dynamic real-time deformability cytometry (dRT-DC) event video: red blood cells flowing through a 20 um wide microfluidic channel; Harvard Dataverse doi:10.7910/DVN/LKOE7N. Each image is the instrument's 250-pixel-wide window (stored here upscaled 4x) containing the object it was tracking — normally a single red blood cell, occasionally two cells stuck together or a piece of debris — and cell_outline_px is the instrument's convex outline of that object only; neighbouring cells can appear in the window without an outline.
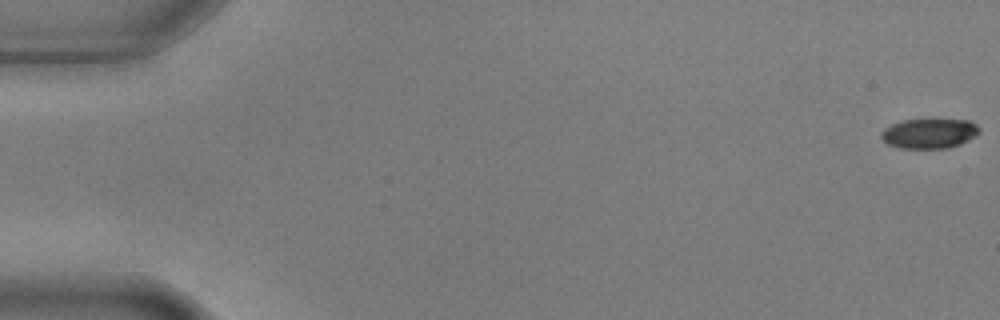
{"species": "common noctule bat (a hibernating species)", "species_latin": "Nyctalus noctula", "temperature_condition": "warm", "stored_images_in_passage": 7, "camera_frame_rate_fps": 3000, "um_per_image_px": 0.085, "animal": {"sex": "male", "body_mass_g": 17.9, "forearm_length_mm": 54.2}, "frame": {"image": 1, "passage_image": 1, "time_ms": 0.0, "image_size_px": [1000, 320], "cell_outline_px": [[980, 132], [976, 136], [960, 144], [948, 148], [900, 148], [888, 144], [880, 136], [880, 132], [884, 128], [900, 120], [932, 116], [972, 120], [980, 128]], "centroid_in_image_um": [79.02, 11.27], "position_along_channel_um": 6.0, "area_um2": 18.15}}
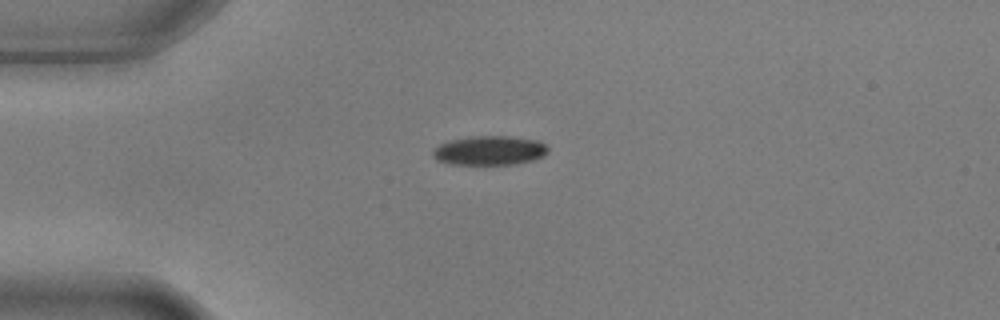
{"frame": {"image": 2, "passage_image": 5, "time_ms": 1.333, "image_size_px": [1000, 320], "cell_outline_px": [[548, 152], [544, 156], [532, 160], [516, 164], [452, 164], [436, 160], [432, 156], [432, 148], [440, 144], [452, 140], [472, 136], [508, 136], [536, 140], [544, 144], [548, 148]], "centroid_in_image_um": [41.59, 12.79], "position_along_channel_um": 43.4, "area_um2": 19.59}}
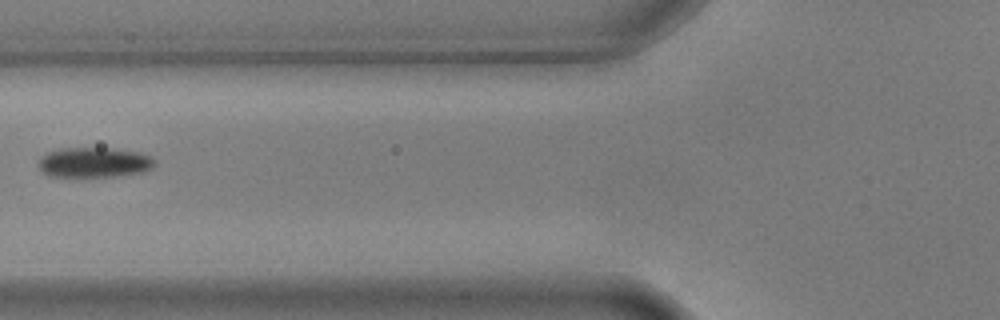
{"frame": {"image": 3, "passage_image": 7, "time_ms": 2.0, "image_size_px": [1000, 320], "cell_outline_px": [[156, 164], [152, 168], [144, 172], [116, 176], [48, 176], [40, 172], [36, 164], [48, 152], [60, 148], [112, 148], [140, 152], [152, 156], [156, 160]], "centroid_in_image_um": [8.03, 13.8], "position_along_channel_um": 117.8, "area_um2": 20.63}}